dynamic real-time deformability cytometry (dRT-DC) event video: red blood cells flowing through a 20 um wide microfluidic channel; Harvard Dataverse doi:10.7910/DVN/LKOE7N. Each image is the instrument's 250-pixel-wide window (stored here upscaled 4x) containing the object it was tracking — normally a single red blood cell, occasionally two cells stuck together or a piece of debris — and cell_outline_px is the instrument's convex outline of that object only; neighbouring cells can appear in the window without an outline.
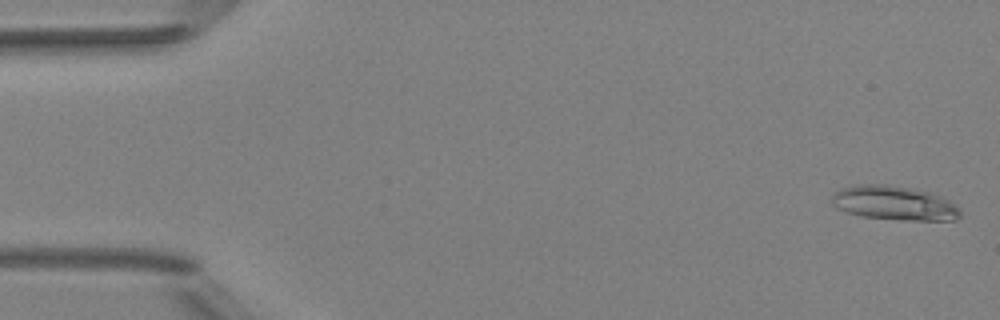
{"species": "Egyptian fruit bat (a non-hibernating species)", "species_latin": "Rousettus aegyptiacus", "temperature_condition": "room temperature", "stored_images_in_passage": 7, "camera_frame_rate_fps": 3000, "um_per_image_px": 0.085, "animal": {"sex": "female"}, "frame": {"image": 1, "passage_image": 1, "time_ms": 0.0, "image_size_px": [1000, 320], "cell_outline_px": [[960, 216], [956, 220], [904, 220], [860, 216], [836, 208], [832, 204], [832, 196], [836, 192], [844, 188], [860, 184], [888, 184], [928, 192], [940, 196], [948, 200], [960, 212]], "centroid_in_image_um": [75.98, 17.27], "position_along_channel_um": 9.0, "area_um2": 25.2}}
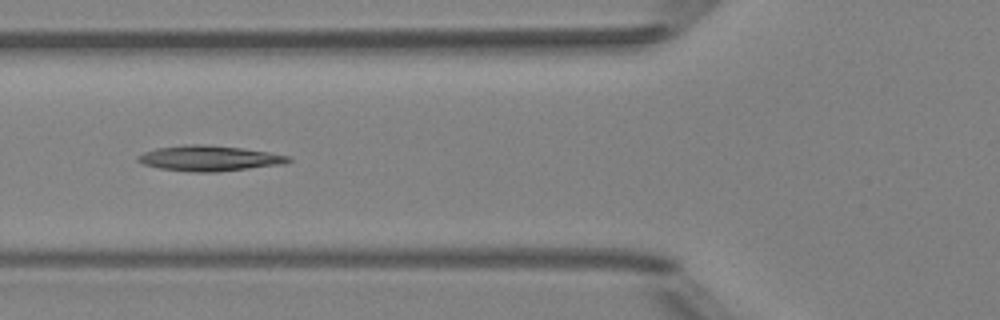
{"frame": {"image": 2, "passage_image": 6, "time_ms": 6.0, "image_size_px": [1000, 320], "cell_outline_px": [[292, 160], [284, 164], [216, 172], [192, 172], [160, 168], [144, 164], [136, 160], [136, 156], [144, 152], [156, 148], [184, 144], [204, 144], [240, 148], [268, 152], [288, 156]], "centroid_in_image_um": [17.75, 13.45], "position_along_channel_um": 108.1, "area_um2": 22.2}}
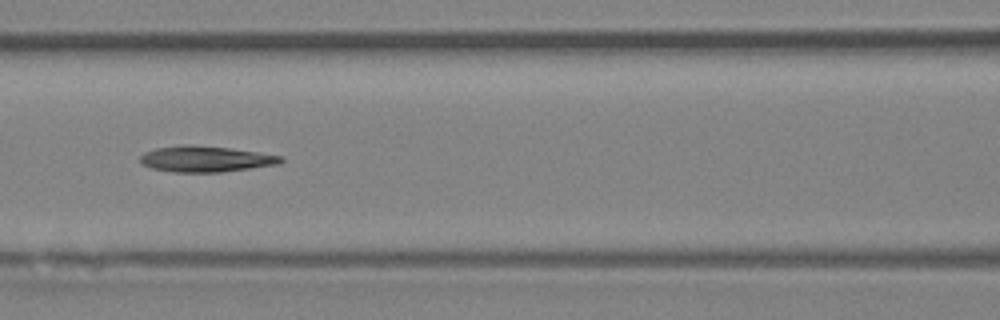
{"frame": {"image": 3, "passage_image": 7, "time_ms": 7.0, "image_size_px": [1000, 320], "cell_outline_px": [[284, 160], [280, 164], [220, 172], [176, 172], [152, 168], [144, 164], [140, 160], [140, 156], [144, 152], [156, 148], [180, 144], [188, 144], [228, 148], [284, 156]], "centroid_in_image_um": [17.49, 13.5], "position_along_channel_um": 149.1, "area_um2": 21.15}}